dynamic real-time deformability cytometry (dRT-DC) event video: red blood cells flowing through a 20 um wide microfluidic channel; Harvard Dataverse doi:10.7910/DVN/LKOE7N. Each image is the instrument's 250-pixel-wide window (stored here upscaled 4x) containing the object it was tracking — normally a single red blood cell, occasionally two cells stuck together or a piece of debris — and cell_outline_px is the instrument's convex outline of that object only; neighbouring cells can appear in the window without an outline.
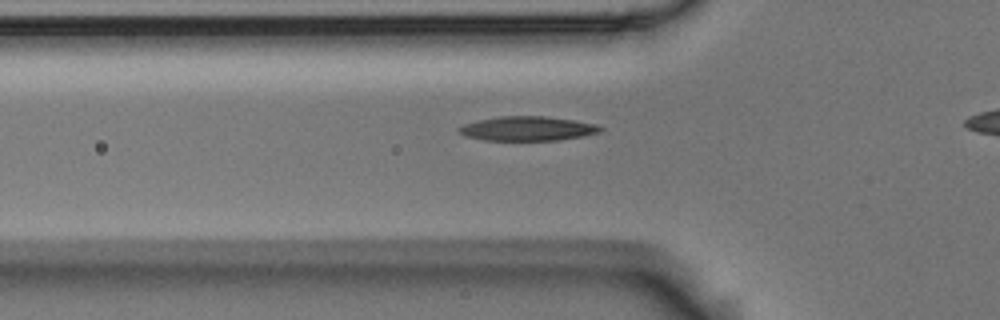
{"species": "Egyptian fruit bat (a non-hibernating species)", "species_latin": "Rousettus aegyptiacus", "temperature_condition": "room temperature", "stored_images_in_passage": 37, "camera_frame_rate_fps": 3000, "um_per_image_px": 0.085, "animal": {"sex": "male"}, "frame": {"image": 1, "passage_image": 11, "time_ms": 3.333, "image_size_px": [1000, 320], "cell_outline_px": [[604, 128], [600, 132], [584, 136], [560, 140], [484, 140], [464, 136], [456, 128], [464, 124], [480, 120], [500, 116], [544, 116], [572, 120], [596, 124]], "centroid_in_image_um": [44.85, 10.93], "position_along_channel_um": 81.0, "area_um2": 20.0}}
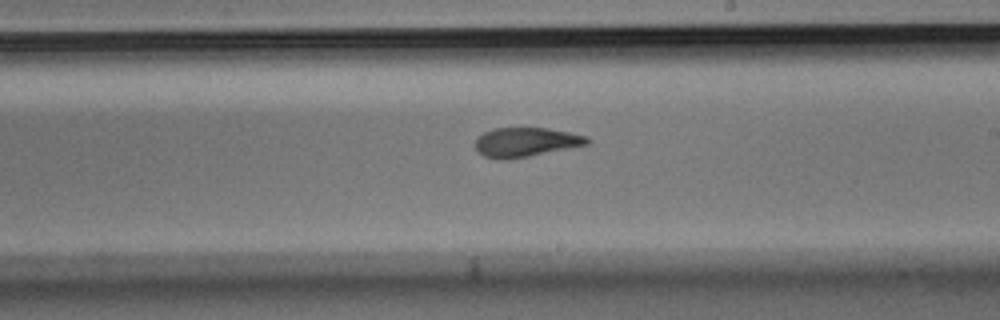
{"frame": {"image": 2, "passage_image": 24, "time_ms": 7.667, "image_size_px": [1000, 320], "cell_outline_px": [[592, 140], [588, 144], [508, 160], [496, 160], [484, 156], [476, 148], [476, 136], [492, 128], [548, 128], [588, 136]], "centroid_in_image_um": [44.67, 12.08], "position_along_channel_um": 244.3, "area_um2": 19.13}}
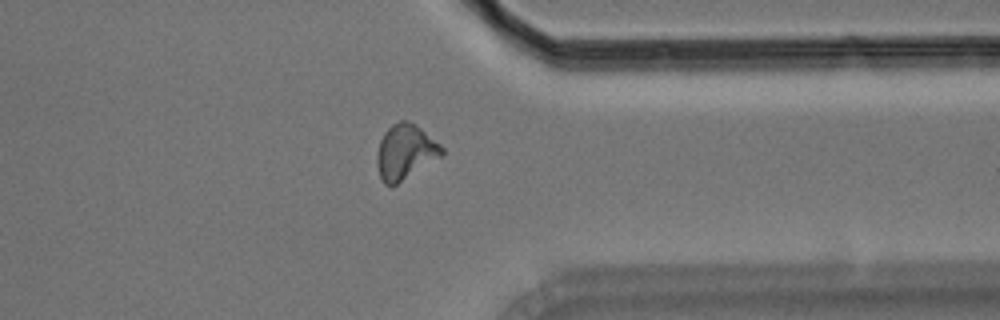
{"frame": {"image": 3, "passage_image": 35, "time_ms": 11.333, "image_size_px": [1000, 320], "cell_outline_px": [[444, 156], [396, 184], [384, 184], [380, 176], [376, 164], [376, 156], [380, 140], [384, 132], [392, 124], [400, 120], [408, 120], [416, 124], [440, 144], [444, 148]], "centroid_in_image_um": [34.46, 12.89], "position_along_channel_um": 376.9, "area_um2": 20.92}}